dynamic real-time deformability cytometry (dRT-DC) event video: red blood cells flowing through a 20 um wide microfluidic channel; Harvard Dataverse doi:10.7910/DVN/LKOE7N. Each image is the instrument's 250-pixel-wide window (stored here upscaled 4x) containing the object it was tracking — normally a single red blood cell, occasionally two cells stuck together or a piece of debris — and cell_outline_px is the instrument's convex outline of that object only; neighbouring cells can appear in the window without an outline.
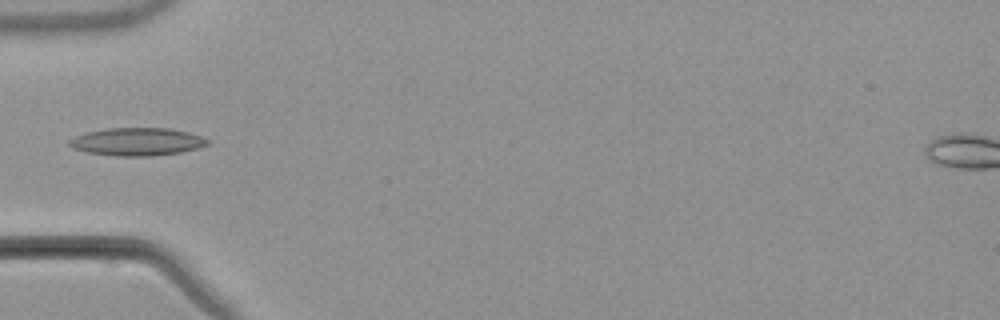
{"species": "common noctule bat (a hibernating species)", "species_latin": "Nyctalus noctula", "temperature_condition": "warm", "stored_images_in_passage": 5, "camera_frame_rate_fps": 3000, "um_per_image_px": 0.085, "animal": {"sex": "male", "body_mass_g": 21.5, "forearm_length_mm": 52.0}, "frame": {"image": 1, "passage_image": 5, "time_ms": 5.667, "image_size_px": [1000, 320], "cell_outline_px": [[208, 144], [196, 148], [180, 152], [152, 156], [116, 156], [88, 152], [72, 148], [68, 144], [68, 140], [76, 136], [88, 132], [108, 128], [168, 128], [188, 132], [200, 136], [208, 140]], "centroid_in_image_um": [11.63, 12.04], "position_along_channel_um": 73.4, "area_um2": 22.2}}